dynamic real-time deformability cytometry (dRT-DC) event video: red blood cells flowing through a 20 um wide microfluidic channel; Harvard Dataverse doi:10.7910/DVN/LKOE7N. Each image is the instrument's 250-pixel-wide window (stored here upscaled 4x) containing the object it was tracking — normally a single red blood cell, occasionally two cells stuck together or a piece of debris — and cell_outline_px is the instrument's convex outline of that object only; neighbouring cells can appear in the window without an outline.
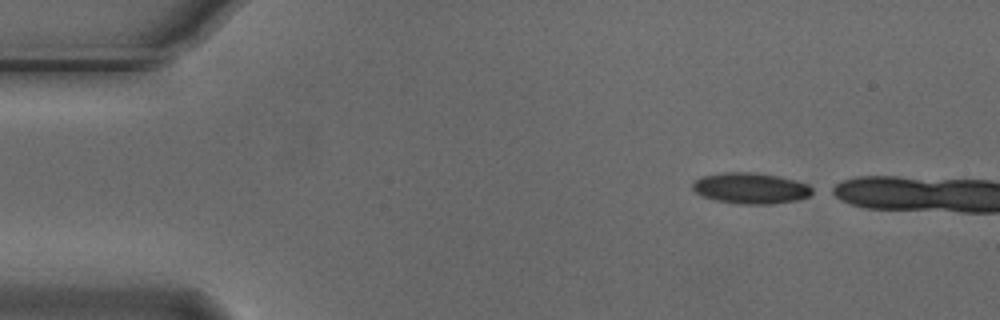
{"species": "Egyptian fruit bat (a non-hibernating species)", "species_latin": "Rousettus aegyptiacus", "temperature_condition": "cold", "stored_images_in_passage": 4, "camera_frame_rate_fps": 3000, "um_per_image_px": 0.085, "animal": {"sex": "male"}, "frame": {"image": 1, "passage_image": 1, "time_ms": 0.0, "image_size_px": [1000, 320], "cell_outline_px": [[816, 192], [808, 196], [796, 200], [772, 204], [740, 204], [716, 200], [704, 196], [696, 192], [692, 188], [692, 184], [696, 180], [704, 176], [724, 172], [756, 172], [776, 176], [808, 184], [816, 188]], "centroid_in_image_um": [63.86, 16.0], "position_along_channel_um": 21.1, "area_um2": 21.5}}